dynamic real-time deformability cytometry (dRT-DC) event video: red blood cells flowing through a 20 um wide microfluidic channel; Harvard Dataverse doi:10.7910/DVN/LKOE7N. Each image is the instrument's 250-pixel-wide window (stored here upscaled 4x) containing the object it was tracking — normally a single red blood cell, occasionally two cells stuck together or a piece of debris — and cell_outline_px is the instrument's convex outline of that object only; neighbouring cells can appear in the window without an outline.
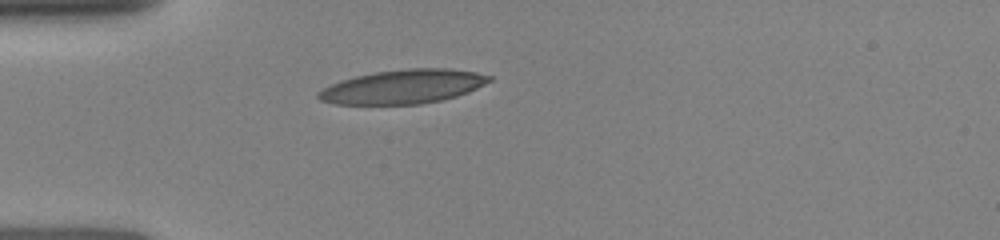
{"species": "human", "species_latin": "Homo sapiens", "temperature_condition": "room temperature", "stored_images_in_passage": 3, "camera_frame_rate_fps": 3000, "um_per_image_px": 0.085, "donor": {"sex": "female"}, "frame": {"image": 1, "passage_image": 1, "time_ms": 0.0, "image_size_px": [1000, 240], "cell_outline_px": [[492, 80], [468, 92], [456, 96], [440, 100], [420, 104], [336, 104], [320, 100], [316, 96], [316, 92], [340, 80], [356, 76], [376, 72], [408, 68], [448, 68], [476, 72], [492, 76]], "centroid_in_image_um": [34.26, 7.36], "position_along_channel_um": 50.7, "area_um2": 33.7}}
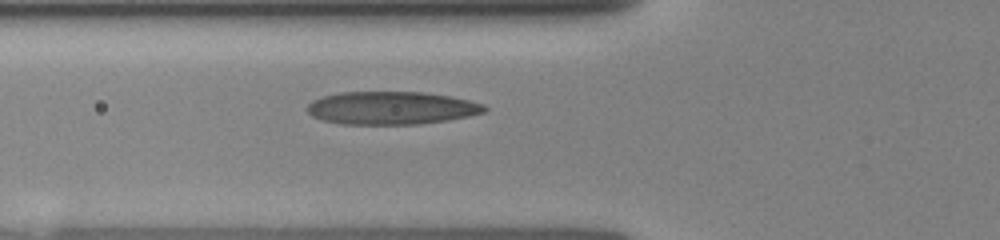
{"frame": {"image": 2, "passage_image": 3, "time_ms": 1.333, "image_size_px": [1000, 240], "cell_outline_px": [[488, 108], [484, 112], [468, 116], [448, 120], [420, 124], [340, 124], [324, 120], [312, 116], [308, 112], [308, 104], [312, 100], [324, 96], [340, 92], [424, 92], [452, 96], [484, 104]], "centroid_in_image_um": [33.29, 9.17], "position_along_channel_um": 92.5, "area_um2": 34.04}}